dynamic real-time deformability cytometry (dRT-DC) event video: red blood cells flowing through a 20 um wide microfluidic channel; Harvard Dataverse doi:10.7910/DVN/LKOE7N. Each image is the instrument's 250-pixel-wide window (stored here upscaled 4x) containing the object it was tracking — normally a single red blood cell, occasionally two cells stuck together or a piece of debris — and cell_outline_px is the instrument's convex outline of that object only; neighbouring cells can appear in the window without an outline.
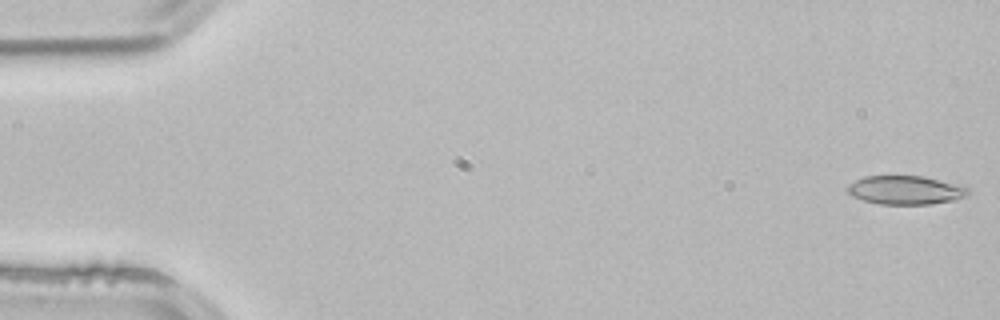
{"species": "common noctule bat (a hibernating species)", "species_latin": "Nyctalus noctula", "temperature_condition": "room temperature", "stored_images_in_passage": 4, "camera_frame_rate_fps": 3000, "um_per_image_px": 0.085, "animal": {"sex": "male", "body_mass_g": 21.5, "forearm_length_mm": 52.0}, "frame": {"image": 1, "passage_image": 1, "time_ms": 0.0, "image_size_px": [1000, 320], "cell_outline_px": [[968, 196], [956, 200], [932, 204], [880, 204], [864, 200], [852, 196], [844, 192], [848, 184], [864, 176], [924, 176], [968, 188]], "centroid_in_image_um": [76.92, 16.16], "position_along_channel_um": 8.1, "area_um2": 20.17}}